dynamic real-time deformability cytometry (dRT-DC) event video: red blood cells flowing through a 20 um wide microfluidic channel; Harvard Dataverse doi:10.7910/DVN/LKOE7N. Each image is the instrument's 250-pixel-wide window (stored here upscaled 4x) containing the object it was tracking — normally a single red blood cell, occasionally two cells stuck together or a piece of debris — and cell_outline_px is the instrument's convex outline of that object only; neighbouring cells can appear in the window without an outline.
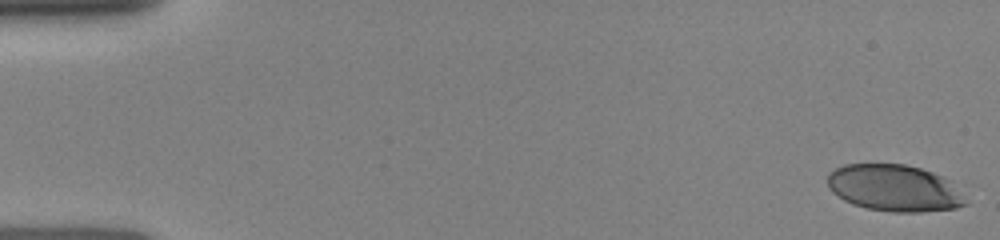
{"species": "human", "species_latin": "Homo sapiens", "temperature_condition": "room temperature", "stored_images_in_passage": 24, "camera_frame_rate_fps": 3000, "um_per_image_px": 0.085, "donor": {"sex": "female"}, "frame": {"image": 1, "passage_image": 1, "time_ms": 0.0, "image_size_px": [1000, 240], "cell_outline_px": [[968, 204], [956, 208], [920, 212], [892, 212], [868, 208], [852, 204], [844, 200], [832, 192], [828, 188], [828, 172], [844, 164], [904, 164], [920, 168], [944, 176], [952, 180]], "centroid_in_image_um": [76.02, 15.98], "position_along_channel_um": 9.0, "area_um2": 37.74}}
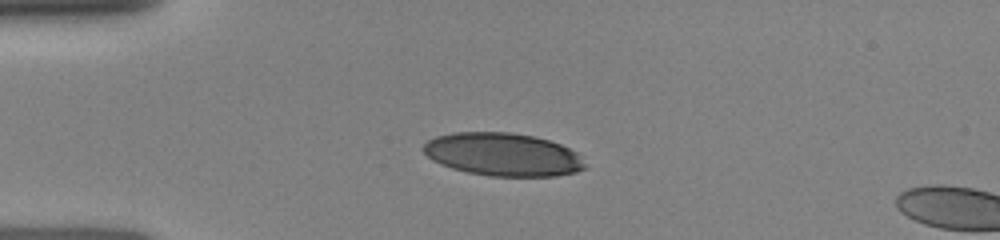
{"frame": {"image": 2, "passage_image": 19, "time_ms": 3.667, "image_size_px": [1000, 240], "cell_outline_px": [[588, 168], [576, 172], [556, 176], [488, 176], [468, 172], [452, 168], [440, 164], [428, 156], [420, 148], [428, 140], [436, 136], [452, 132], [508, 132], [532, 136], [548, 140], [560, 144], [576, 152]], "centroid_in_image_um": [42.73, 13.13], "position_along_channel_um": 42.3, "area_um2": 40.52}}